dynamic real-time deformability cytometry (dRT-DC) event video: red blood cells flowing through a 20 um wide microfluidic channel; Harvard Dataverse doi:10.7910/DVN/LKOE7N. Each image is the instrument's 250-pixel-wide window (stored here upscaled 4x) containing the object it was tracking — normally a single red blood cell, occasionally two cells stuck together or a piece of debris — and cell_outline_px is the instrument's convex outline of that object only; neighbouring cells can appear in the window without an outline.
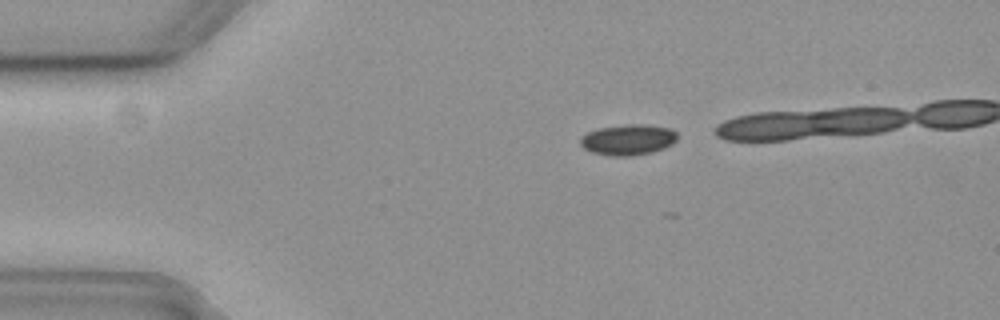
{"species": "common noctule bat (a hibernating species)", "species_latin": "Nyctalus noctula", "temperature_condition": "cold", "stored_images_in_passage": 12, "camera_frame_rate_fps": 3000, "um_per_image_px": 0.085, "animal": {"sex": "female", "body_mass_g": 19.3, "forearm_length_mm": 54.1}, "frame": {"image": 1, "passage_image": 4, "time_ms": 1.0, "image_size_px": [1000, 320], "cell_outline_px": [[676, 140], [672, 144], [664, 148], [652, 152], [628, 156], [612, 156], [592, 152], [584, 148], [580, 144], [580, 136], [588, 132], [600, 128], [632, 124], [640, 124], [672, 128], [676, 132]], "centroid_in_image_um": [53.38, 11.88], "position_along_channel_um": 31.6, "area_um2": 17.22}}